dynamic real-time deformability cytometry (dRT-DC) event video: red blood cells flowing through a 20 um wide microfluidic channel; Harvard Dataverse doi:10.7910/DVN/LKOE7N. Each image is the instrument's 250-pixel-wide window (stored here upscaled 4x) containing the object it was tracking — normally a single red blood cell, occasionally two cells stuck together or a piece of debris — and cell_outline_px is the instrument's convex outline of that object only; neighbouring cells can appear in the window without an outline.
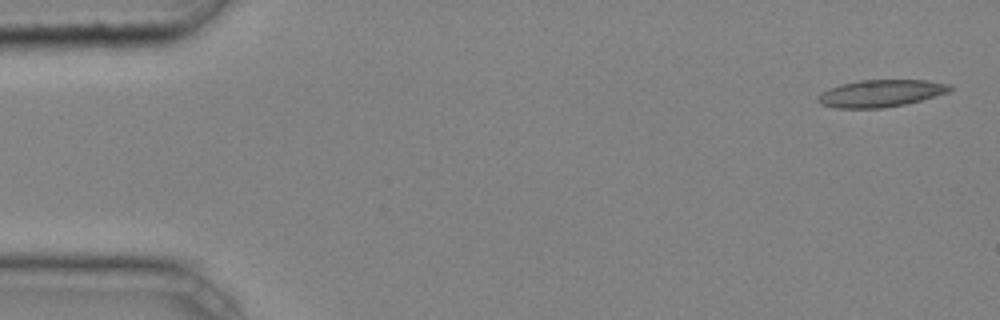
{"species": "common noctule bat (a hibernating species)", "species_latin": "Nyctalus noctula", "temperature_condition": "cold", "stored_images_in_passage": 4, "segment_of_instrument_passage": [1, 2], "camera_frame_rate_fps": 3000, "um_per_image_px": 0.085, "animal": {"sex": "male", "body_mass_g": 20.4}, "frame": {"image": 1, "passage_image": 1, "time_ms": 0.0, "image_size_px": [1000, 320], "cell_outline_px": [[956, 88], [948, 92], [920, 100], [904, 104], [884, 108], [836, 108], [820, 104], [816, 100], [816, 96], [828, 88], [840, 84], [860, 80], [928, 80], [952, 84]], "centroid_in_image_um": [74.86, 7.92], "position_along_channel_um": 10.1, "area_um2": 21.1}}